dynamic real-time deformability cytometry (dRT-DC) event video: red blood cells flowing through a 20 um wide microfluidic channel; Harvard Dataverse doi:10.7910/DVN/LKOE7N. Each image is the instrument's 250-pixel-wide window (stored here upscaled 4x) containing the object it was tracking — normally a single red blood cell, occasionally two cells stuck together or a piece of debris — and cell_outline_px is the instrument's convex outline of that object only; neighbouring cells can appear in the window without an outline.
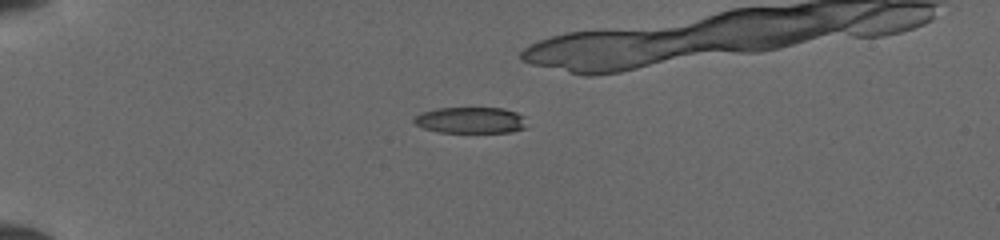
{"species": "common noctule bat (a hibernating species)", "species_latin": "Nyctalus noctula", "temperature_condition": "cold", "stored_images_in_passage": 42, "camera_frame_rate_fps": 3000, "um_per_image_px": 0.085, "animal": {"sex": "female", "body_mass_g": 19.5, "forearm_length_mm": 54.1}, "frame": {"image": 1, "passage_image": 14, "time_ms": 4.333, "image_size_px": [1000, 240], "cell_outline_px": [[528, 128], [512, 132], [440, 132], [424, 128], [416, 124], [412, 120], [416, 116], [424, 112], [436, 108], [504, 108], [516, 112], [524, 116]], "centroid_in_image_um": [40.07, 10.22], "position_along_channel_um": 44.9, "area_um2": 17.28}}
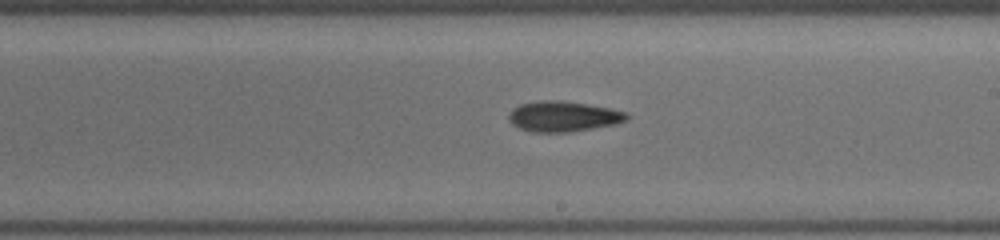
{"frame": {"image": 2, "passage_image": 31, "time_ms": 10.0, "image_size_px": [1000, 240], "cell_outline_px": [[628, 116], [624, 120], [616, 124], [572, 132], [532, 132], [520, 128], [512, 124], [508, 120], [508, 116], [512, 108], [520, 104], [540, 100], [560, 100], [608, 108], [628, 112]], "centroid_in_image_um": [47.83, 9.9], "position_along_channel_um": 241.2, "area_um2": 20.87}}
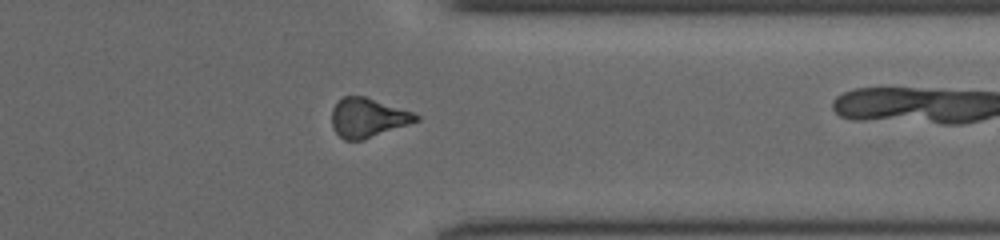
{"frame": {"image": 3, "passage_image": 41, "time_ms": 13.333, "image_size_px": [1000, 240], "cell_outline_px": [[420, 120], [364, 140], [344, 140], [332, 128], [332, 108], [344, 96], [364, 96], [412, 112], [420, 116]], "centroid_in_image_um": [31.26, 10.02], "position_along_channel_um": 380.1, "area_um2": 19.07}}